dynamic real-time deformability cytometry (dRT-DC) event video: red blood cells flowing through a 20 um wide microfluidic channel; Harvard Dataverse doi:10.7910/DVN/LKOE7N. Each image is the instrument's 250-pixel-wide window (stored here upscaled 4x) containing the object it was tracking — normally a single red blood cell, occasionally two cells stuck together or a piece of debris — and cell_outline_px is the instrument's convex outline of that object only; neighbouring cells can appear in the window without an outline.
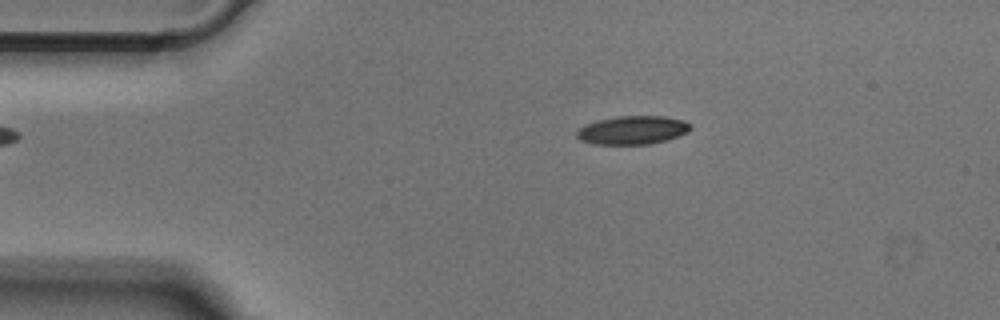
{"species": "Egyptian fruit bat (a non-hibernating species)", "species_latin": "Rousettus aegyptiacus", "temperature_condition": "cold", "stored_images_in_passage": 43, "camera_frame_rate_fps": 3000, "um_per_image_px": 0.085, "animal": {"sex": "male"}, "frame": {"image": 1, "passage_image": 1, "time_ms": 0.0, "image_size_px": [1000, 320], "cell_outline_px": [[692, 128], [688, 132], [652, 144], [592, 144], [580, 140], [576, 136], [576, 132], [584, 124], [596, 120], [620, 116], [664, 116], [684, 120], [692, 124]], "centroid_in_image_um": [53.76, 11.05], "position_along_channel_um": 31.2, "area_um2": 18.96}}
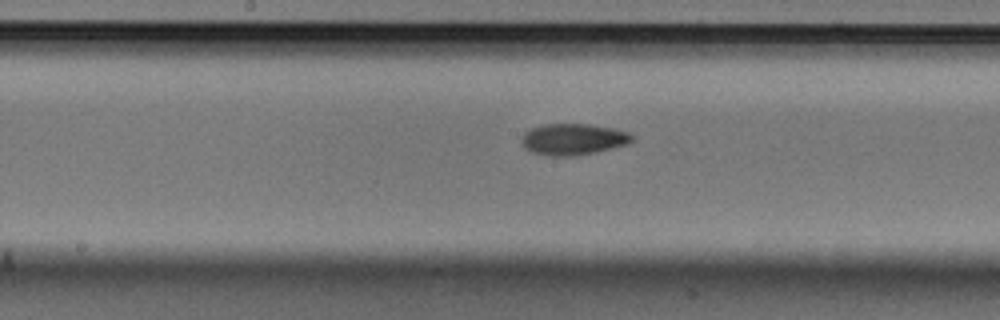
{"frame": {"image": 2, "passage_image": 17, "time_ms": 5.333, "image_size_px": [1000, 320], "cell_outline_px": [[632, 140], [628, 144], [596, 152], [576, 156], [548, 156], [532, 152], [524, 148], [520, 140], [524, 132], [532, 128], [544, 124], [588, 124], [612, 128], [628, 132], [632, 136]], "centroid_in_image_um": [48.68, 11.84], "position_along_channel_um": 199.5, "area_um2": 20.23}}
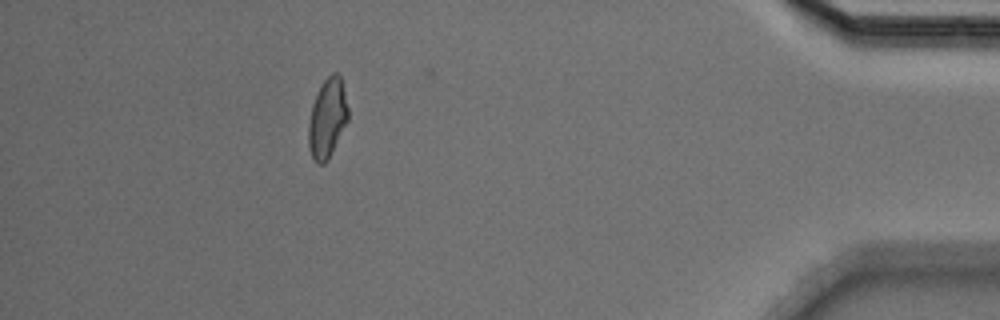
{"frame": {"image": 3, "passage_image": 37, "time_ms": 12.0, "image_size_px": [1000, 320], "cell_outline_px": [[348, 120], [328, 160], [324, 164], [316, 164], [308, 148], [308, 124], [312, 104], [324, 80], [332, 72], [336, 72], [340, 76], [348, 108]], "centroid_in_image_um": [27.81, 10.09], "position_along_channel_um": 407.4, "area_um2": 18.21}}